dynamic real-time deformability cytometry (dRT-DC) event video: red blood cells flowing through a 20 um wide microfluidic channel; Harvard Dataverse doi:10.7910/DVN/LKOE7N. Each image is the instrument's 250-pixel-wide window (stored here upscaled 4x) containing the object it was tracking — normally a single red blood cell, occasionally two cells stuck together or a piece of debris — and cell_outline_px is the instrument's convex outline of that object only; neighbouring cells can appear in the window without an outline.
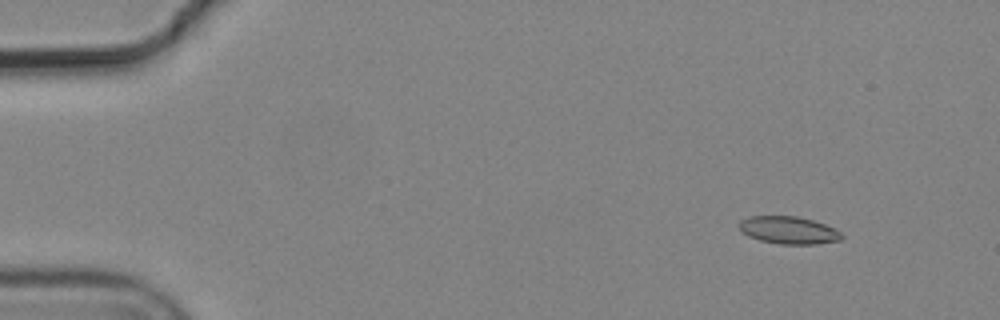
{"species": "common noctule bat (a hibernating species)", "species_latin": "Nyctalus noctula", "temperature_condition": "cold", "stored_images_in_passage": 5, "camera_frame_rate_fps": 3000, "um_per_image_px": 0.085, "animal": {"sex": "male", "body_mass_g": 19.2, "forearm_length_mm": 51.8}, "frame": {"image": 1, "passage_image": 2, "time_ms": 0.333, "image_size_px": [1000, 320], "cell_outline_px": [[844, 236], [840, 240], [816, 244], [780, 244], [760, 240], [748, 236], [740, 232], [740, 220], [748, 216], [796, 216], [812, 220], [836, 228]], "centroid_in_image_um": [67.03, 19.56], "position_along_channel_um": 18.0, "area_um2": 16.47}}
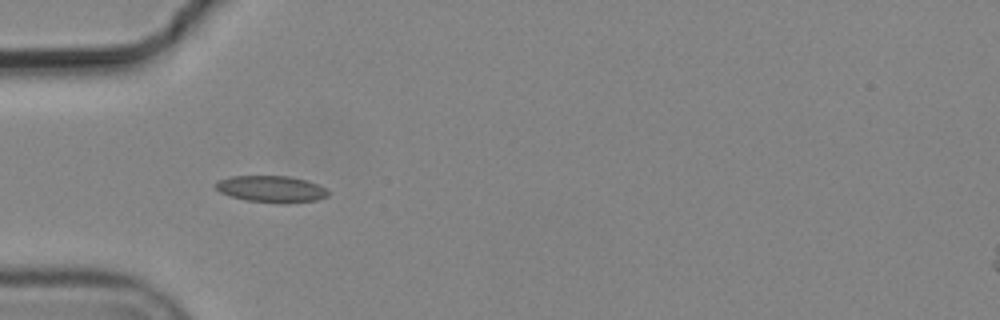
{"frame": {"image": 2, "passage_image": 5, "time_ms": 1.333, "image_size_px": [1000, 320], "cell_outline_px": [[328, 196], [316, 200], [284, 204], [248, 200], [232, 196], [220, 192], [216, 188], [216, 184], [220, 180], [232, 176], [288, 176], [308, 180], [324, 188], [328, 192]], "centroid_in_image_um": [23.09, 16.07], "position_along_channel_um": 61.9, "area_um2": 17.22}}